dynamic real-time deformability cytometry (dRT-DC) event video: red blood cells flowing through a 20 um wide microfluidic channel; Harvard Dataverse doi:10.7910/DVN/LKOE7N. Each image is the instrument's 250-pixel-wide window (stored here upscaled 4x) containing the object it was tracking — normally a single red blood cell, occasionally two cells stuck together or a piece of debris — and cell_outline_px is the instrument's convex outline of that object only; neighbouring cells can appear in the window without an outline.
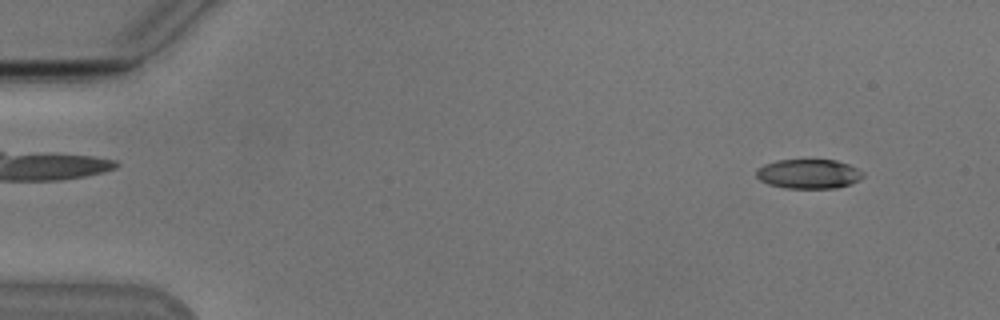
{"species": "Egyptian fruit bat (a non-hibernating species)", "species_latin": "Rousettus aegyptiacus", "temperature_condition": "cold", "stored_images_in_passage": 52, "camera_frame_rate_fps": 3000, "um_per_image_px": 0.085, "animal": {"sex": "male"}, "frame": {"image": 1, "passage_image": 3, "time_ms": 0.667, "image_size_px": [1000, 320], "cell_outline_px": [[864, 176], [852, 184], [836, 188], [784, 188], [768, 184], [760, 180], [756, 176], [756, 168], [764, 164], [776, 160], [836, 160], [848, 164], [864, 172]], "centroid_in_image_um": [68.72, 14.78], "position_along_channel_um": 16.3, "area_um2": 18.44}}
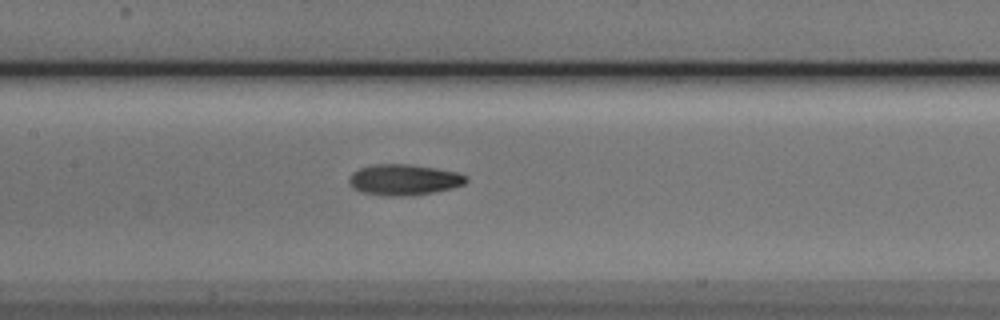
{"frame": {"image": 2, "passage_image": 24, "time_ms": 7.667, "image_size_px": [1000, 320], "cell_outline_px": [[468, 180], [464, 184], [452, 188], [432, 192], [408, 196], [384, 196], [360, 192], [352, 188], [348, 180], [348, 176], [352, 172], [360, 168], [372, 164], [412, 164], [436, 168], [456, 172], [468, 176]], "centroid_in_image_um": [34.3, 15.27], "position_along_channel_um": 173.1, "area_um2": 21.33}}
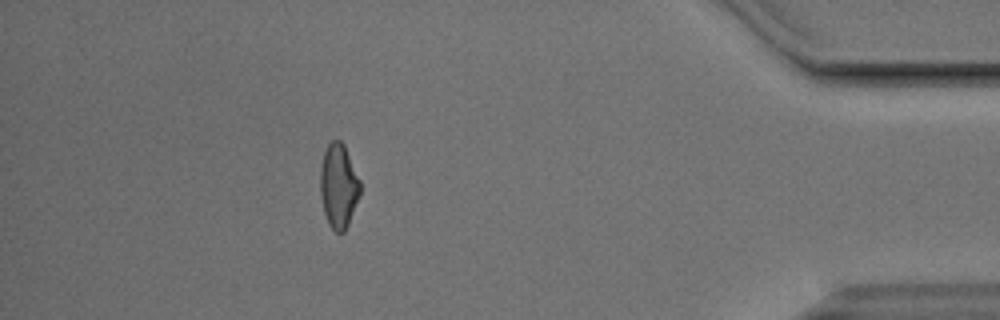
{"frame": {"image": 3, "passage_image": 46, "time_ms": 15.0, "image_size_px": [1000, 320], "cell_outline_px": [[360, 192], [348, 224], [344, 232], [336, 232], [328, 224], [324, 212], [320, 196], [320, 168], [324, 152], [328, 144], [332, 140], [340, 140], [344, 144], [360, 180]], "centroid_in_image_um": [28.76, 15.79], "position_along_channel_um": 406.4, "area_um2": 19.48}, "authors_computed_cell_mechanics": {"area_um2": 19.8543, "velocity_mm_per_s": 3.8311, "shape_relaxation_time_tau1_ms": 3.2121, "shape_relaxation_time_tau2_ms": 3.9693, "deformation_change_tau1": 0.1537, "deformation_change_tau2": 0.1167}}